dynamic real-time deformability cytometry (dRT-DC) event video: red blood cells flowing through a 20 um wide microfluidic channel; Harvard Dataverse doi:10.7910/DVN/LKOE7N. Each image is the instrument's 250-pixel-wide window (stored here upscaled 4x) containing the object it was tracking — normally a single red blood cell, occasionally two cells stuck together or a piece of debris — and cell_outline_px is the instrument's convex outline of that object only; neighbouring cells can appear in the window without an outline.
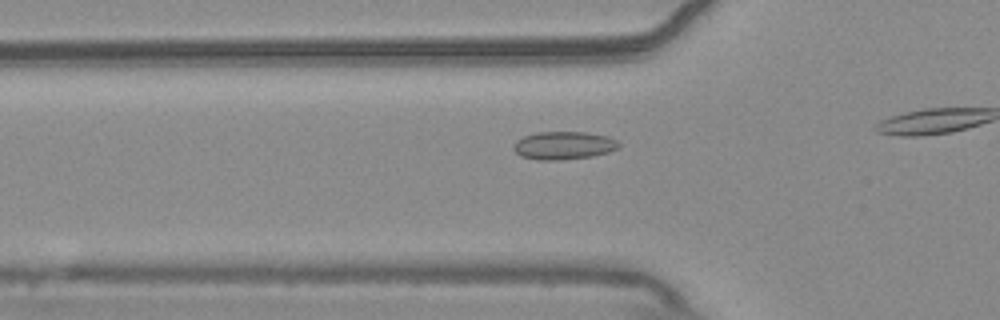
{"species": "common noctule bat (a hibernating species)", "species_latin": "Nyctalus noctula", "temperature_condition": "warm", "stored_images_in_passage": 12, "camera_frame_rate_fps": 3000, "um_per_image_px": 0.085, "animal": {"sex": "male", "body_mass_g": 20.4}, "frame": {"image": 1, "passage_image": 7, "time_ms": 2.0, "image_size_px": [1000, 320], "cell_outline_px": [[620, 148], [608, 152], [592, 156], [560, 160], [536, 160], [520, 156], [512, 148], [516, 140], [524, 136], [536, 132], [584, 132], [608, 136], [616, 140], [620, 144]], "centroid_in_image_um": [47.9, 12.37], "position_along_channel_um": 77.9, "area_um2": 17.28}}
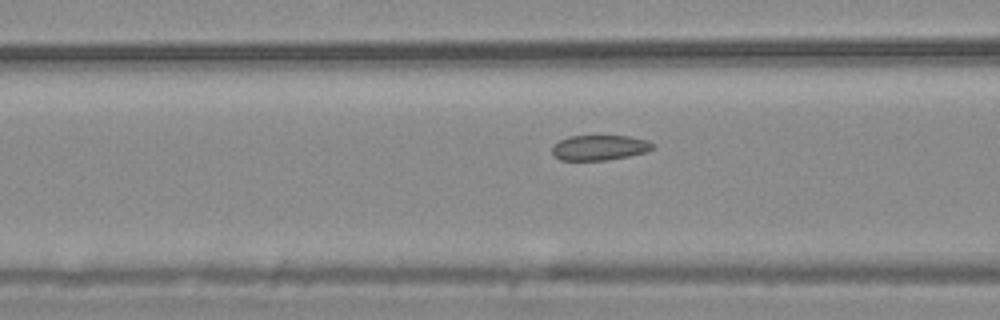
{"frame": {"image": 2, "passage_image": 10, "time_ms": 3.0, "image_size_px": [1000, 320], "cell_outline_px": [[656, 148], [644, 152], [628, 156], [608, 160], [560, 160], [552, 156], [552, 148], [560, 140], [568, 136], [628, 136], [648, 140], [656, 144]], "centroid_in_image_um": [50.98, 12.55], "position_along_channel_um": 115.6, "area_um2": 14.85}}